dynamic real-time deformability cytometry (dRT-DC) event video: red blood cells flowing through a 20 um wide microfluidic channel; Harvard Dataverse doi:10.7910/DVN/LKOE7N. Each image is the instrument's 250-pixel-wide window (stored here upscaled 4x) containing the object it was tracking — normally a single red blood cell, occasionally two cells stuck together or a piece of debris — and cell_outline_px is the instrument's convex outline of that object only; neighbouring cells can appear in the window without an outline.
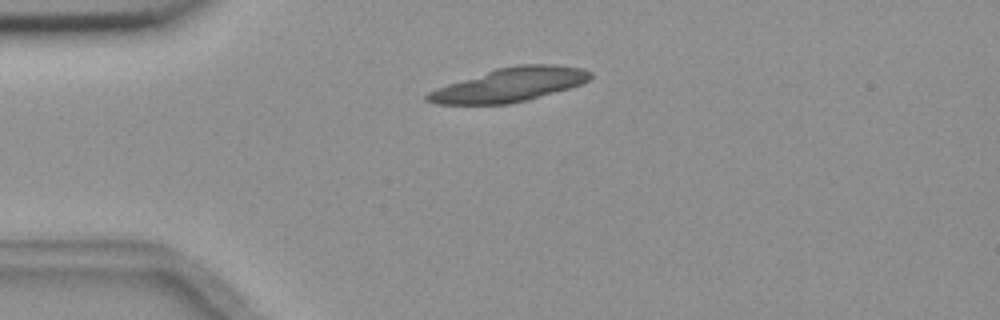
{"species": "common noctule bat (a hibernating species)", "species_latin": "Nyctalus noctula", "temperature_condition": "room temperature", "stored_images_in_passage": 2, "camera_frame_rate_fps": 3000, "um_per_image_px": 0.085, "animal": {"sex": "female", "body_mass_g": 18.4}, "frame": {"image": 1, "passage_image": 1, "time_ms": 0.0, "image_size_px": [1000, 320], "cell_outline_px": [[592, 76], [588, 80], [580, 84], [568, 88], [528, 100], [508, 104], [436, 104], [424, 100], [424, 96], [428, 92], [436, 88], [496, 68], [516, 64], [552, 64], [584, 68], [592, 72]], "centroid_in_image_um": [43.31, 7.2], "position_along_channel_um": 41.7, "area_um2": 32.08}}